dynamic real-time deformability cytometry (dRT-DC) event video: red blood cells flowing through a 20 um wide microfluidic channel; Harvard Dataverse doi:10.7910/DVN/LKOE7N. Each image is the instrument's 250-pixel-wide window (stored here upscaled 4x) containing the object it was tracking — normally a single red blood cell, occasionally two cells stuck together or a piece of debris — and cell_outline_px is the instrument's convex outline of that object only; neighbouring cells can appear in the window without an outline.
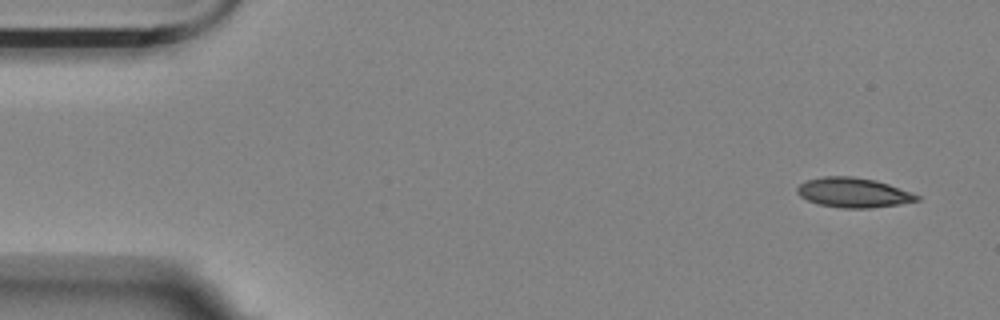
{"species": "Egyptian fruit bat (a non-hibernating species)", "species_latin": "Rousettus aegyptiacus", "temperature_condition": "room temperature", "stored_images_in_passage": 8, "camera_frame_rate_fps": 3000, "um_per_image_px": 0.085, "animal": {"sex": "female"}, "frame": {"image": 1, "passage_image": 1, "time_ms": 0.0, "image_size_px": [1000, 320], "cell_outline_px": [[920, 200], [900, 204], [868, 208], [840, 208], [820, 204], [808, 200], [800, 196], [796, 192], [796, 188], [800, 184], [808, 180], [824, 176], [852, 176], [876, 180], [912, 192], [920, 196]], "centroid_in_image_um": [72.55, 16.37], "position_along_channel_um": 12.5, "area_um2": 20.69}}
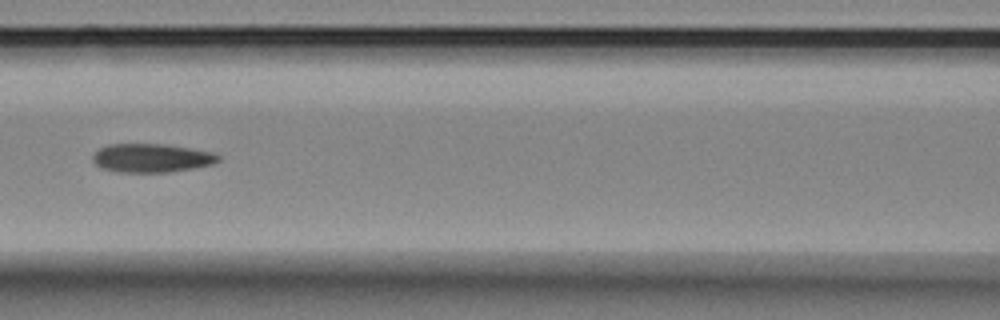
{"frame": {"image": 2, "passage_image": 6, "time_ms": 1.667, "image_size_px": [1000, 320], "cell_outline_px": [[220, 160], [212, 164], [192, 168], [168, 172], [116, 172], [100, 168], [92, 160], [92, 156], [100, 148], [108, 144], [164, 144], [212, 152], [220, 156]], "centroid_in_image_um": [12.85, 13.43], "position_along_channel_um": 153.8, "area_um2": 20.87}}
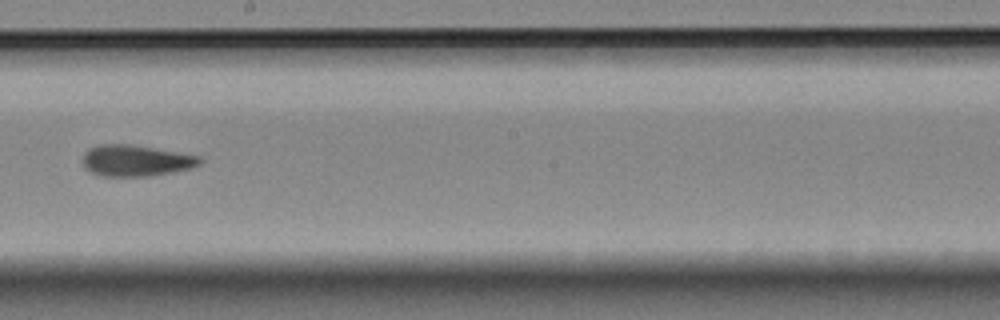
{"frame": {"image": 3, "passage_image": 8, "time_ms": 2.333, "image_size_px": [1000, 320], "cell_outline_px": [[204, 160], [200, 164], [188, 168], [168, 172], [144, 176], [100, 176], [84, 168], [84, 152], [88, 148], [100, 144], [128, 144], [200, 156]], "centroid_in_image_um": [11.5, 13.64], "position_along_channel_um": 236.7, "area_um2": 20.92}}